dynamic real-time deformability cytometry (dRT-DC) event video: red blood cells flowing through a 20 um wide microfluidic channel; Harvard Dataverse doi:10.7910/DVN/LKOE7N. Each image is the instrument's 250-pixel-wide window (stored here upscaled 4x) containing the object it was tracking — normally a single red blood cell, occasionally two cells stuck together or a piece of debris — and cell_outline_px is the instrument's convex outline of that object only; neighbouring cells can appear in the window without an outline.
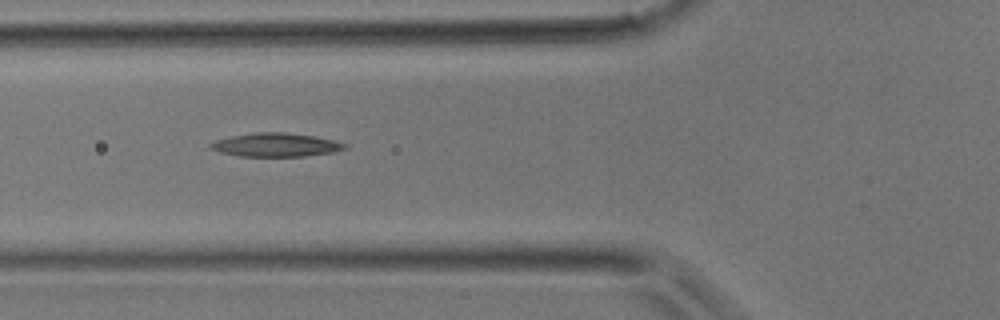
{"species": "common noctule bat (a hibernating species)", "species_latin": "Nyctalus noctula", "temperature_condition": "room temperature", "stored_images_in_passage": 5, "camera_frame_rate_fps": 3000, "um_per_image_px": 0.085, "animal": {"sex": "male", "body_mass_g": 17.9}, "frame": {"image": 1, "passage_image": 4, "time_ms": 3.667, "image_size_px": [1000, 320], "cell_outline_px": [[348, 148], [332, 152], [304, 156], [240, 156], [220, 152], [208, 148], [208, 144], [216, 140], [232, 136], [256, 132], [284, 132], [316, 136], [348, 144]], "centroid_in_image_um": [23.44, 12.31], "position_along_channel_um": 102.4, "area_um2": 18.44}}
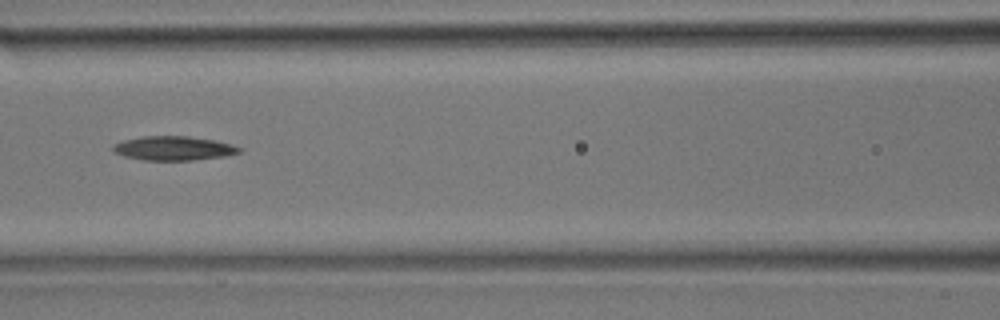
{"frame": {"image": 2, "passage_image": 5, "time_ms": 4.667, "image_size_px": [1000, 320], "cell_outline_px": [[244, 148], [240, 152], [224, 156], [196, 160], [144, 160], [124, 156], [112, 152], [112, 144], [124, 140], [140, 136], [188, 136], [216, 140], [232, 144]], "centroid_in_image_um": [14.75, 12.6], "position_along_channel_um": 151.8, "area_um2": 17.98}}